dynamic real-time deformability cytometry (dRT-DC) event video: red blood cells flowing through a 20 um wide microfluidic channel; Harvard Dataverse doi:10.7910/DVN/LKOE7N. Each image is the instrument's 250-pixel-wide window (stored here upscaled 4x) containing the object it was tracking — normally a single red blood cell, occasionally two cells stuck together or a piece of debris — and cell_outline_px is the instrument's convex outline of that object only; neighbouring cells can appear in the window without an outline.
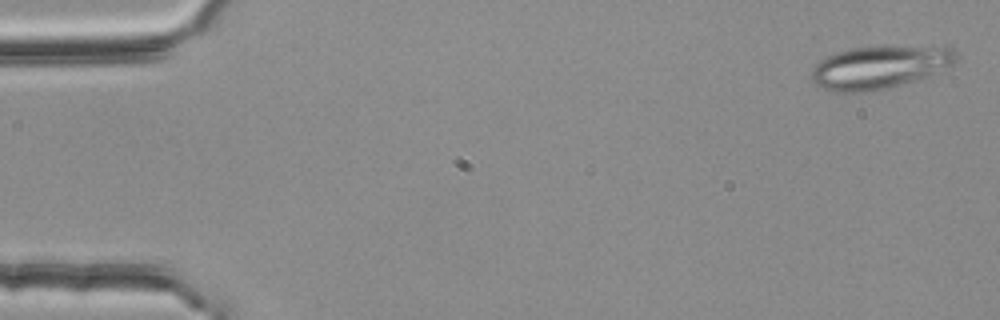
{"species": "common noctule bat (a hibernating species)", "species_latin": "Nyctalus noctula", "temperature_condition": "room temperature", "stored_images_in_passage": 54, "camera_frame_rate_fps": 3000, "um_per_image_px": 0.085, "animal": {"sex": "female", "body_mass_g": 25.1}, "frame": {"image": 1, "passage_image": 2, "time_ms": 0.333, "image_size_px": [1000, 320], "cell_outline_px": [[956, 60], [952, 64], [920, 80], [868, 92], [836, 92], [812, 84], [812, 68], [820, 60], [836, 52], [852, 48], [952, 48], [956, 52]], "centroid_in_image_um": [74.69, 5.76], "position_along_channel_um": 10.3, "area_um2": 35.2}}
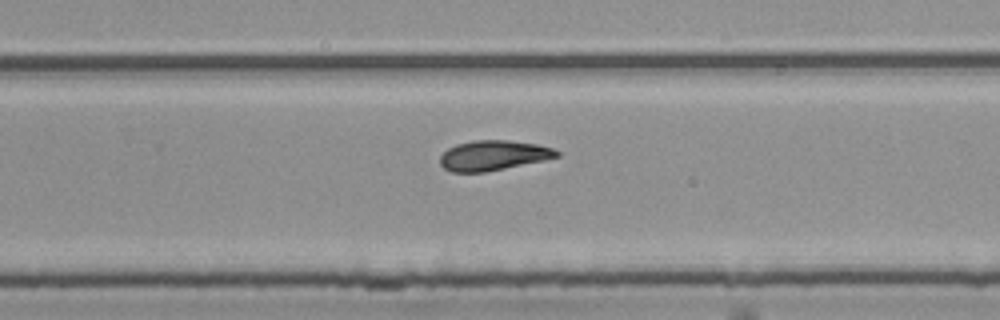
{"frame": {"image": 2, "passage_image": 35, "time_ms": 11.333, "image_size_px": [1000, 320], "cell_outline_px": [[560, 156], [544, 160], [484, 172], [452, 172], [444, 168], [440, 164], [440, 156], [448, 148], [456, 144], [476, 140], [508, 140], [536, 144], [552, 148], [560, 152]], "centroid_in_image_um": [41.92, 13.21], "position_along_channel_um": 287.9, "area_um2": 20.23}}
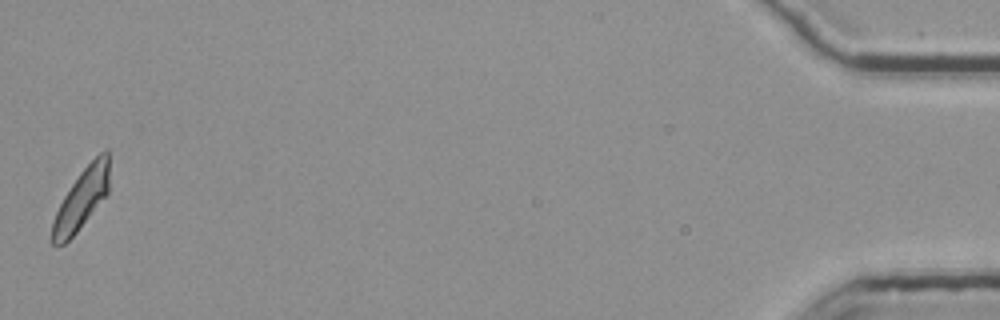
{"frame": {"image": 3, "passage_image": 54, "time_ms": 17.667, "image_size_px": [1000, 320], "cell_outline_px": [[108, 192], [76, 232], [64, 244], [52, 244], [52, 220], [64, 196], [80, 172], [104, 148], [108, 148]], "centroid_in_image_um": [6.92, 16.89], "position_along_channel_um": 428.3, "area_um2": 19.48}, "authors_computed_cell_mechanics": {"area_um2": 20.9525, "velocity_mm_per_s": 3.7683, "shape_relaxation_time_tau1_ms": null, "shape_relaxation_time_tau2_ms": 2.7157, "deformation_change_tau1": null, "deformation_change_tau2": 0.0918}}